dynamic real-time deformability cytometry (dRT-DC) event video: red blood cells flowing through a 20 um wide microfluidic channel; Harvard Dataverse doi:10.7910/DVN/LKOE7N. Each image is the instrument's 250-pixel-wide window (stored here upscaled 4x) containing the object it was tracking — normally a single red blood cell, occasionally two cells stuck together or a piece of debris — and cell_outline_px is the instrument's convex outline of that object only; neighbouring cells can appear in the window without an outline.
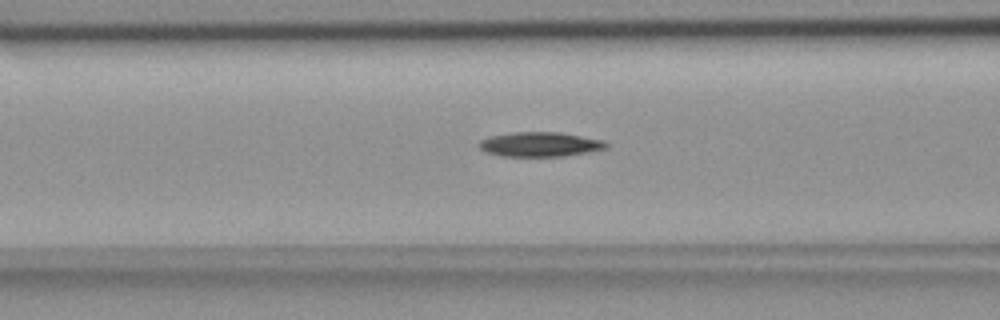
{"species": "common noctule bat (a hibernating species)", "species_latin": "Nyctalus noctula", "temperature_condition": "room temperature", "stored_images_in_passage": 35, "camera_frame_rate_fps": 3000, "um_per_image_px": 0.085, "animal": {"sex": "female", "body_mass_g": 18.4}, "frame": {"image": 1, "passage_image": 5, "time_ms": 1.333, "image_size_px": [1000, 320], "cell_outline_px": [[608, 148], [564, 156], [500, 156], [484, 152], [476, 144], [480, 140], [492, 136], [512, 132], [560, 132], [604, 140], [608, 144]], "centroid_in_image_um": [45.87, 12.27], "position_along_channel_um": 120.7, "area_um2": 18.26}}
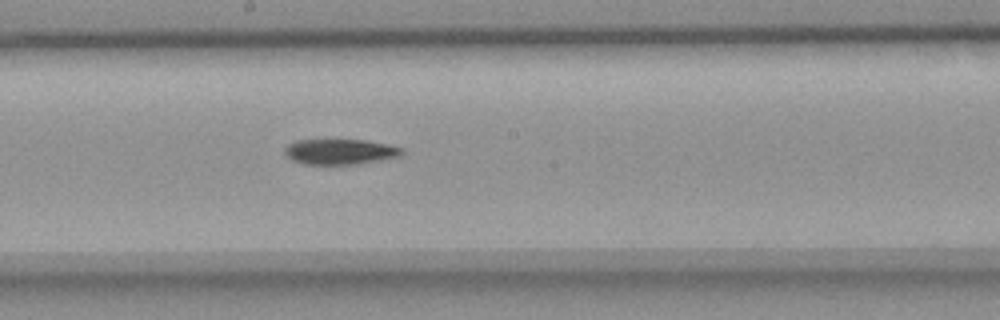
{"frame": {"image": 2, "passage_image": 13, "time_ms": 4.0, "image_size_px": [1000, 320], "cell_outline_px": [[404, 152], [400, 156], [380, 160], [356, 164], [304, 164], [292, 160], [284, 152], [284, 148], [288, 144], [296, 140], [364, 140], [388, 144], [404, 148]], "centroid_in_image_um": [28.92, 12.89], "position_along_channel_um": 219.3, "area_um2": 17.34}}
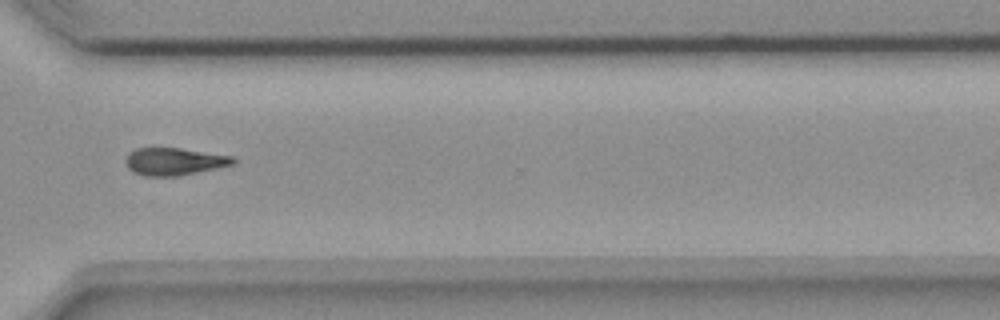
{"frame": {"image": 3, "passage_image": 24, "time_ms": 7.667, "image_size_px": [1000, 320], "cell_outline_px": [[236, 160], [232, 164], [216, 168], [176, 176], [144, 176], [132, 172], [128, 168], [124, 160], [128, 152], [136, 148], [180, 148], [232, 156]], "centroid_in_image_um": [14.73, 13.72], "position_along_channel_um": 355.9, "area_um2": 17.11}}